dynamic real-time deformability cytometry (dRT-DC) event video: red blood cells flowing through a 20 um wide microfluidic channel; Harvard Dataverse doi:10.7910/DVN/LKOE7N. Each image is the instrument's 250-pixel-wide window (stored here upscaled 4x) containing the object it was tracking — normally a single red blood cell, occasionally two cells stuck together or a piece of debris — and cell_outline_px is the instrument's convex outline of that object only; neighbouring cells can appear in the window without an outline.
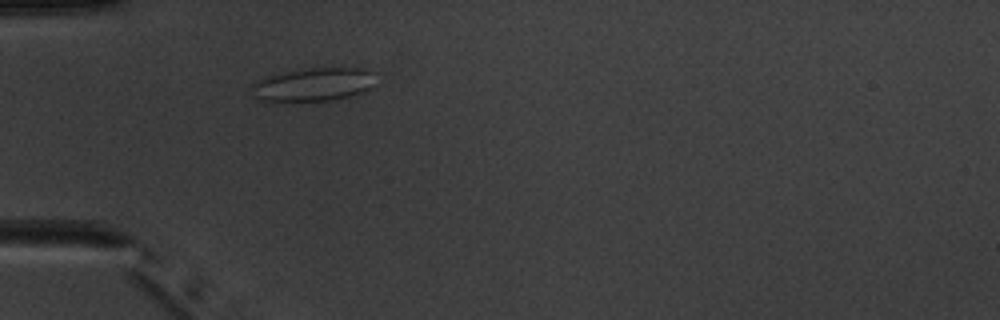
{"species": "common noctule bat (a hibernating species)", "species_latin": "Nyctalus noctula", "temperature_condition": "warm", "stored_images_in_passage": 1, "camera_frame_rate_fps": 3000, "um_per_image_px": 0.085, "animal": {"sex": "male", "body_mass_g": 20.1, "forearm_length_mm": 53.5}, "frame": {"image": 1, "passage_image": 1, "time_ms": 0.0, "image_size_px": [1000, 320], "cell_outline_px": [[368, 88], [364, 92], [352, 96], [328, 100], [260, 100], [256, 96], [252, 84], [268, 76], [308, 68], [364, 68], [368, 72]], "centroid_in_image_um": [26.6, 7.18], "position_along_channel_um": 58.4, "area_um2": 22.72}}